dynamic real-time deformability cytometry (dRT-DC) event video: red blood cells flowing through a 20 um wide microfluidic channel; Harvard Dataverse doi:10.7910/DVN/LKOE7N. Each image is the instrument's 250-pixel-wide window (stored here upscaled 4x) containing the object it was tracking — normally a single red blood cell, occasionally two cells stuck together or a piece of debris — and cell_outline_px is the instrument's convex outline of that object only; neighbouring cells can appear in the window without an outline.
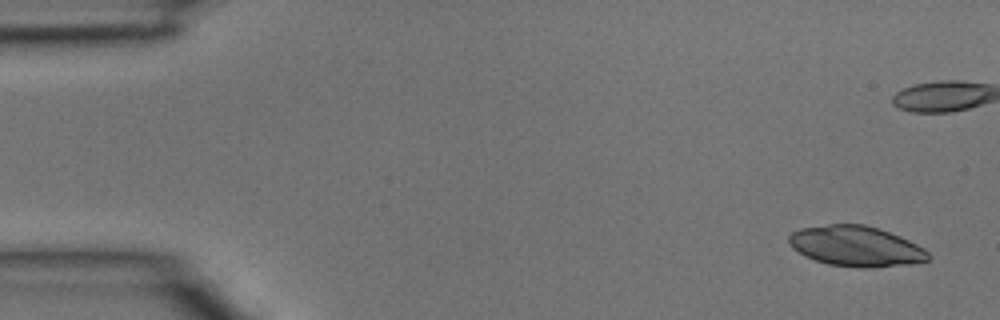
{"species": "common noctule bat (a hibernating species)", "species_latin": "Nyctalus noctula", "temperature_condition": "room temperature", "stored_images_in_passage": 5, "camera_frame_rate_fps": 3000, "um_per_image_px": 0.085, "animal": {"sex": "male", "body_mass_g": 15.6}, "frame": {"image": 1, "passage_image": 1, "time_ms": 0.0, "image_size_px": [1000, 320], "cell_outline_px": [[932, 256], [928, 260], [912, 264], [872, 268], [860, 268], [828, 264], [804, 256], [792, 248], [788, 244], [788, 236], [792, 232], [800, 228], [828, 224], [864, 224], [900, 236], [924, 248]], "centroid_in_image_um": [72.75, 20.94], "position_along_channel_um": 12.3, "area_um2": 33.0}}